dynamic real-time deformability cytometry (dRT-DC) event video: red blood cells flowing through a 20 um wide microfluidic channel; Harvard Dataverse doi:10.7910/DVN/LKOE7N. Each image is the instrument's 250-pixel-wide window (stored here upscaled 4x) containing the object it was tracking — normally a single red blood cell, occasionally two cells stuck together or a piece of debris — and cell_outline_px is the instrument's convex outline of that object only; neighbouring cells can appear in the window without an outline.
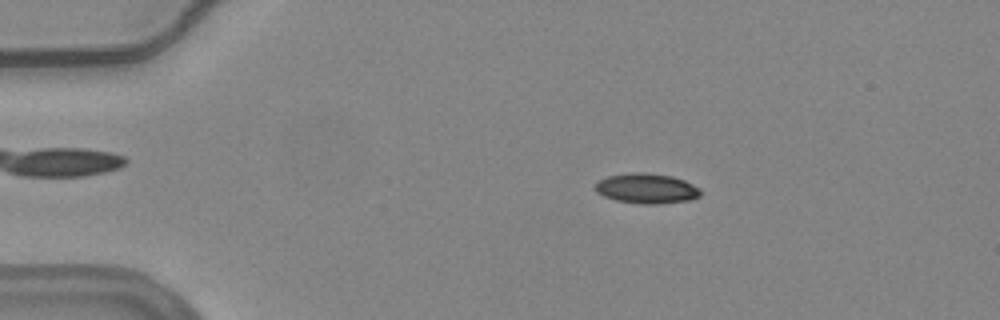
{"species": "common noctule bat (a hibernating species)", "species_latin": "Nyctalus noctula", "temperature_condition": "warm", "stored_images_in_passage": 55, "camera_frame_rate_fps": 3000, "um_per_image_px": 0.085, "animal": {"sex": "female", "body_mass_g": 24.6, "forearm_length_mm": 56.2}, "frame": {"image": 1, "passage_image": 10, "time_ms": 3.0, "image_size_px": [1000, 320], "cell_outline_px": [[700, 196], [692, 200], [656, 204], [640, 204], [616, 200], [604, 196], [596, 192], [596, 180], [608, 176], [632, 172], [644, 172], [672, 176], [684, 180], [700, 188]], "centroid_in_image_um": [54.96, 16.02], "position_along_channel_um": 30.0, "area_um2": 18.55}}
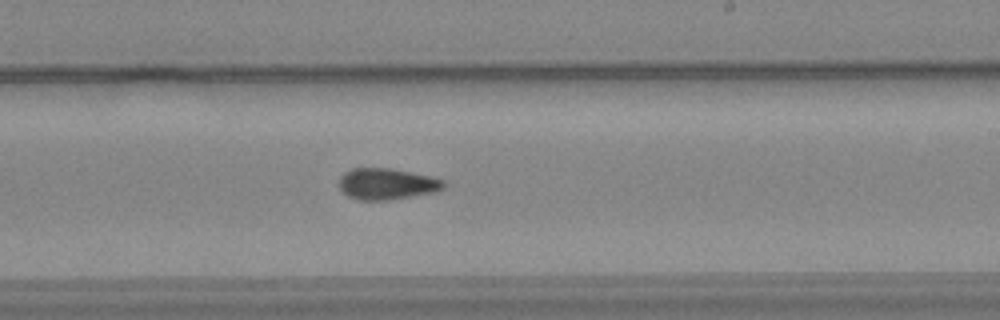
{"frame": {"image": 2, "passage_image": 33, "time_ms": 10.667, "image_size_px": [1000, 320], "cell_outline_px": [[444, 188], [436, 192], [388, 200], [360, 200], [348, 196], [340, 188], [340, 176], [344, 172], [352, 168], [392, 168], [428, 176], [444, 180]], "centroid_in_image_um": [32.87, 15.63], "position_along_channel_um": 256.1, "area_um2": 18.96}}
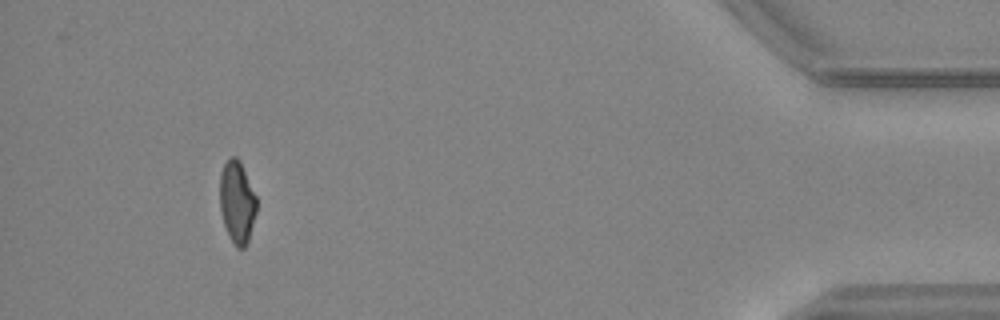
{"frame": {"image": 3, "passage_image": 51, "time_ms": 16.667, "image_size_px": [1000, 320], "cell_outline_px": [[256, 212], [248, 244], [244, 248], [236, 248], [232, 244], [228, 236], [224, 224], [220, 208], [220, 172], [224, 164], [232, 156], [236, 156], [240, 160], [256, 196]], "centroid_in_image_um": [20.15, 17.21], "position_along_channel_um": 415.1, "area_um2": 17.8}, "authors_computed_cell_mechanics": {"area_um2": 18.6116, "velocity_mm_per_s": 3.7468, "shape_relaxation_time_tau1_ms": null, "shape_relaxation_time_tau2_ms": 2.6735, "deformation_change_tau1": null, "deformation_change_tau2": 0.0865}}